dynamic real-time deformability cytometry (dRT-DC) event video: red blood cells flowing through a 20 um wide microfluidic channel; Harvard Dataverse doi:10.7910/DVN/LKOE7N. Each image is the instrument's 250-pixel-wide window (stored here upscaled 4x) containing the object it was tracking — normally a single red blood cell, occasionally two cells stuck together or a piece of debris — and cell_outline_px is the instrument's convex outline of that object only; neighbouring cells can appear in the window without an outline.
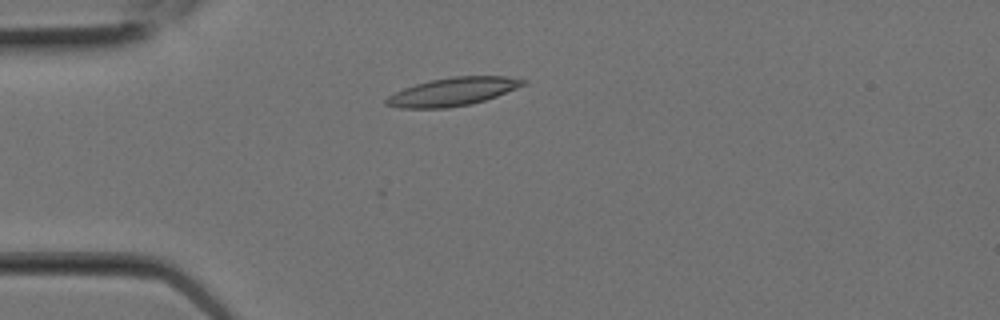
{"species": "Egyptian fruit bat (a non-hibernating species)", "species_latin": "Rousettus aegyptiacus", "temperature_condition": "room temperature", "stored_images_in_passage": 7, "camera_frame_rate_fps": 3000, "um_per_image_px": 0.085, "animal": {"sex": "female"}, "frame": {"image": 1, "passage_image": 5, "time_ms": 1.333, "image_size_px": [1000, 320], "cell_outline_px": [[528, 84], [496, 96], [472, 104], [448, 108], [400, 108], [384, 104], [384, 100], [388, 96], [404, 88], [416, 84], [432, 80], [452, 76], [508, 76], [528, 80]], "centroid_in_image_um": [38.52, 7.79], "position_along_channel_um": 46.5, "area_um2": 22.54}}
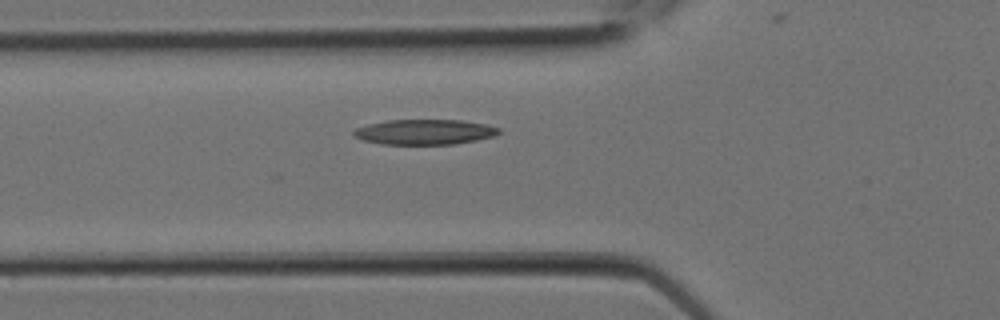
{"frame": {"image": 2, "passage_image": 7, "time_ms": 2.0, "image_size_px": [1000, 320], "cell_outline_px": [[500, 132], [496, 136], [476, 140], [452, 144], [380, 144], [364, 140], [352, 136], [352, 132], [356, 128], [368, 124], [388, 120], [460, 120], [484, 124], [500, 128]], "centroid_in_image_um": [36.07, 11.22], "position_along_channel_um": 89.7, "area_um2": 21.27}}